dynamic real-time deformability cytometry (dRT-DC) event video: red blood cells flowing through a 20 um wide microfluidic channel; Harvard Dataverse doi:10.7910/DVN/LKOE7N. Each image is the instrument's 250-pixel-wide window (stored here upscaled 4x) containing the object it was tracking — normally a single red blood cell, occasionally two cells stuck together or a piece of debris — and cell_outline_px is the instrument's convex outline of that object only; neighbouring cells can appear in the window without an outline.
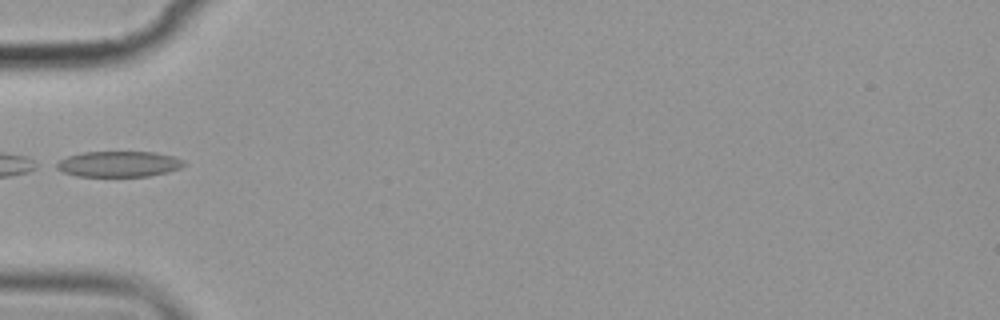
{"species": "common noctule bat (a hibernating species)", "species_latin": "Nyctalus noctula", "temperature_condition": "cold", "stored_images_in_passage": 8, "camera_frame_rate_fps": 3000, "um_per_image_px": 0.085, "animal": {"sex": "female", "body_mass_g": 19.9}, "frame": {"image": 1, "passage_image": 6, "time_ms": 6.0, "image_size_px": [1000, 320], "cell_outline_px": [[184, 164], [180, 168], [168, 172], [148, 176], [76, 176], [64, 172], [56, 168], [52, 164], [68, 156], [84, 152], [156, 152], [172, 156], [184, 160]], "centroid_in_image_um": [10.07, 13.94], "position_along_channel_um": 74.9, "area_um2": 19.07}}
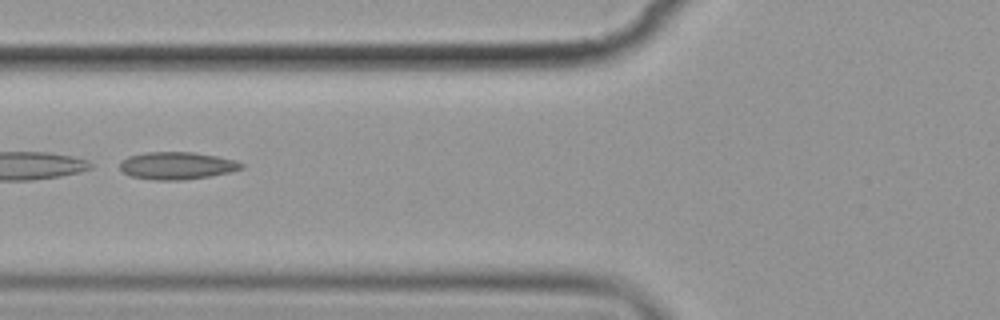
{"frame": {"image": 2, "passage_image": 7, "time_ms": 7.0, "image_size_px": [1000, 320], "cell_outline_px": [[244, 168], [232, 172], [208, 176], [180, 180], [156, 180], [132, 176], [124, 172], [120, 168], [120, 160], [128, 156], [144, 152], [192, 152], [216, 156], [236, 160], [244, 164]], "centroid_in_image_um": [15.05, 14.07], "position_along_channel_um": 110.8, "area_um2": 19.42}}
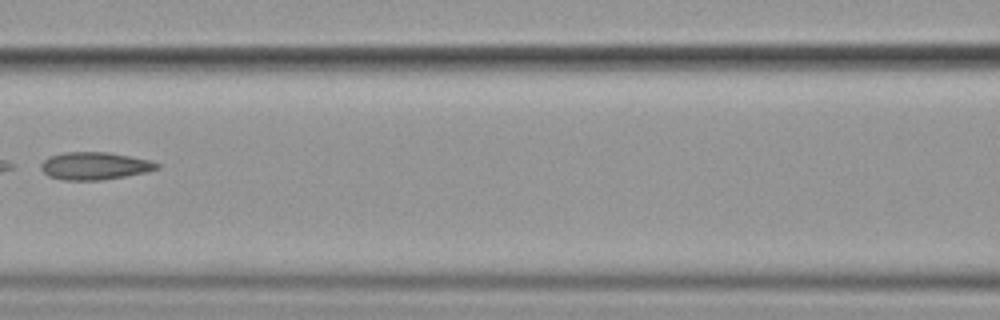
{"frame": {"image": 3, "passage_image": 8, "time_ms": 8.333, "image_size_px": [1000, 320], "cell_outline_px": [[160, 168], [148, 172], [100, 180], [64, 180], [48, 176], [40, 168], [40, 164], [48, 156], [64, 152], [108, 152], [152, 160], [160, 164]], "centroid_in_image_um": [8.06, 14.09], "position_along_channel_um": 158.5, "area_um2": 18.79}}